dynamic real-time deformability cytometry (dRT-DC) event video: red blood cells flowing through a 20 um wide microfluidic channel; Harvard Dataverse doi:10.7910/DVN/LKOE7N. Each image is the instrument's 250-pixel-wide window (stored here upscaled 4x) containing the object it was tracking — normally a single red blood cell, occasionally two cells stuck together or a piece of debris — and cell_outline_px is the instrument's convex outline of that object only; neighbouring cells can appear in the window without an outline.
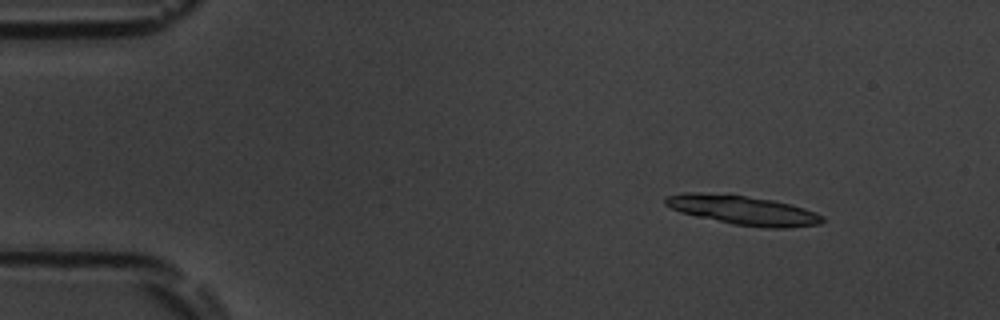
{"species": "common noctule bat (a hibernating species)", "species_latin": "Nyctalus noctula", "temperature_condition": "room temperature", "stored_images_in_passage": 48, "segment_of_instrument_passage": [1, 2], "camera_frame_rate_fps": 3000, "um_per_image_px": 0.085, "animal": {"sex": "male", "body_mass_g": 19.5, "forearm_length_mm": 54.6}, "frame": {"image": 1, "passage_image": 1, "time_ms": 0.0, "image_size_px": [1000, 320], "cell_outline_px": [[824, 220], [820, 224], [784, 228], [764, 228], [736, 224], [696, 216], [680, 212], [664, 204], [664, 200], [668, 196], [684, 192], [700, 192], [744, 196], [772, 200], [804, 208], [824, 216]], "centroid_in_image_um": [63.15, 17.87], "position_along_channel_um": 21.8, "area_um2": 26.36}}